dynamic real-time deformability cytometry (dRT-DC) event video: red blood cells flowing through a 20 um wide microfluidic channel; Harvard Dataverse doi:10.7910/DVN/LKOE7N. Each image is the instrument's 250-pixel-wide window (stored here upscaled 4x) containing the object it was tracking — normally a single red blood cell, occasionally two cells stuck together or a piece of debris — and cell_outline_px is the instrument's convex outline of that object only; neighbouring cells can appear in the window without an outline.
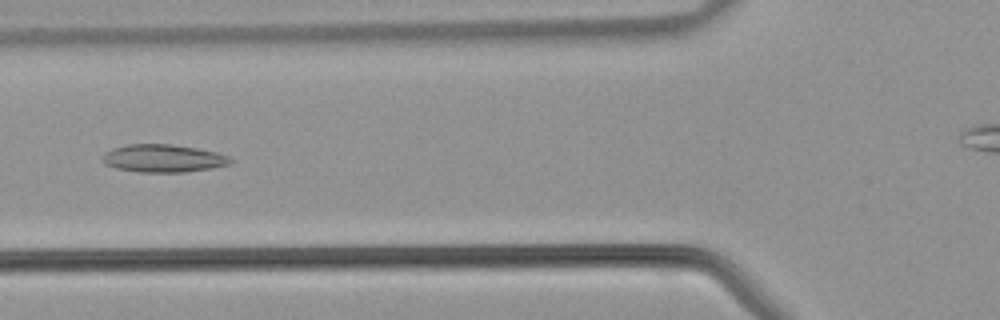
{"species": "common noctule bat (a hibernating species)", "species_latin": "Nyctalus noctula", "temperature_condition": "warm", "stored_images_in_passage": 35, "camera_frame_rate_fps": 3000, "um_per_image_px": 0.085, "animal": {"sex": "male", "body_mass_g": 21.5, "forearm_length_mm": 52.0}, "frame": {"image": 1, "passage_image": 14, "time_ms": 4.333, "image_size_px": [1000, 320], "cell_outline_px": [[232, 160], [228, 164], [212, 168], [184, 172], [140, 172], [116, 168], [104, 164], [100, 160], [104, 152], [112, 148], [128, 144], [172, 144], [196, 148], [216, 152], [228, 156]], "centroid_in_image_um": [13.81, 13.45], "position_along_channel_um": 112.0, "area_um2": 20.75}}
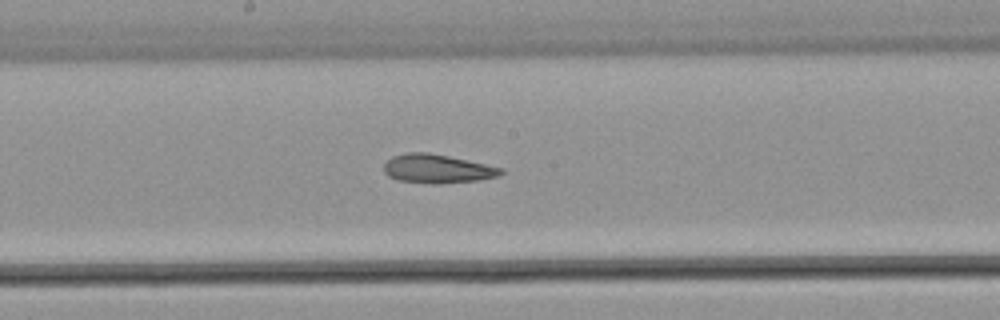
{"frame": {"image": 2, "passage_image": 20, "time_ms": 6.333, "image_size_px": [1000, 320], "cell_outline_px": [[504, 172], [500, 176], [480, 180], [440, 184], [432, 184], [396, 180], [388, 176], [384, 172], [384, 164], [392, 156], [408, 152], [428, 152], [448, 156], [504, 168]], "centroid_in_image_um": [37.18, 14.35], "position_along_channel_um": 211.0, "area_um2": 19.83}}
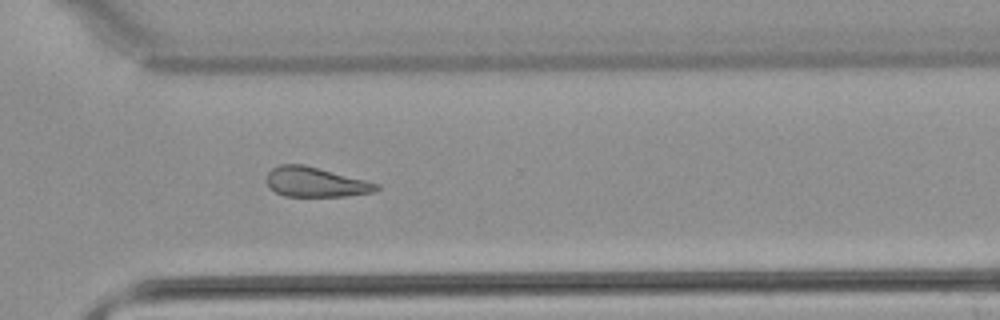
{"frame": {"image": 3, "passage_image": 28, "time_ms": 9.0, "image_size_px": [1000, 320], "cell_outline_px": [[380, 188], [376, 192], [344, 196], [284, 196], [276, 192], [268, 184], [268, 172], [272, 168], [280, 164], [304, 164], [380, 184]], "centroid_in_image_um": [26.86, 15.48], "position_along_channel_um": 343.7, "area_um2": 18.9}}